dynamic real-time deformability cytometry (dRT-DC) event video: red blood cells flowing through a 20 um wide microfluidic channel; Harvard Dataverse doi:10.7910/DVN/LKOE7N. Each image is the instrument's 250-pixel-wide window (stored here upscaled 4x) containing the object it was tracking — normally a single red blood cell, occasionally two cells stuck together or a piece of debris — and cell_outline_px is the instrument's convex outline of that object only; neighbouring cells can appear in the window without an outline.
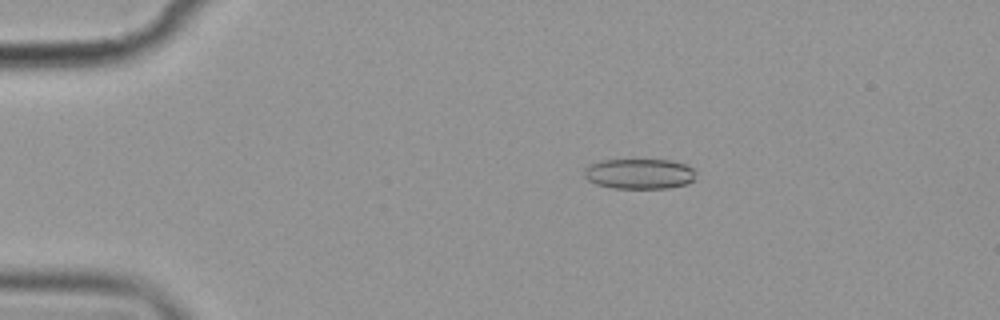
{"species": "common noctule bat (a hibernating species)", "species_latin": "Nyctalus noctula", "temperature_condition": "cold", "stored_images_in_passage": 57, "camera_frame_rate_fps": 3000, "um_per_image_px": 0.085, "animal": {"sex": "female", "body_mass_g": 19.9}, "frame": {"image": 1, "passage_image": 11, "time_ms": 3.333, "image_size_px": [1000, 320], "cell_outline_px": [[692, 180], [688, 184], [668, 188], [612, 188], [596, 184], [588, 180], [584, 176], [584, 168], [588, 164], [600, 160], [672, 160], [684, 164], [692, 168]], "centroid_in_image_um": [54.27, 14.77], "position_along_channel_um": 30.7, "area_um2": 19.65}}
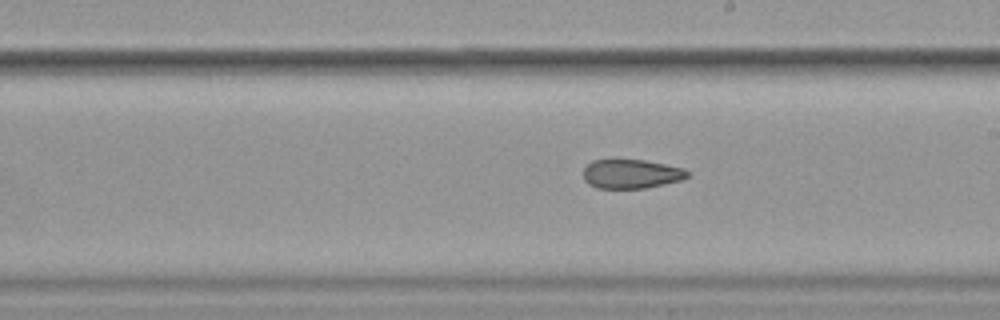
{"frame": {"image": 2, "passage_image": 33, "time_ms": 10.667, "image_size_px": [1000, 320], "cell_outline_px": [[688, 176], [684, 180], [644, 188], [596, 188], [588, 184], [584, 180], [584, 168], [592, 160], [612, 156], [644, 160], [684, 168], [688, 172]], "centroid_in_image_um": [53.6, 14.73], "position_along_channel_um": 235.4, "area_um2": 18.38}}
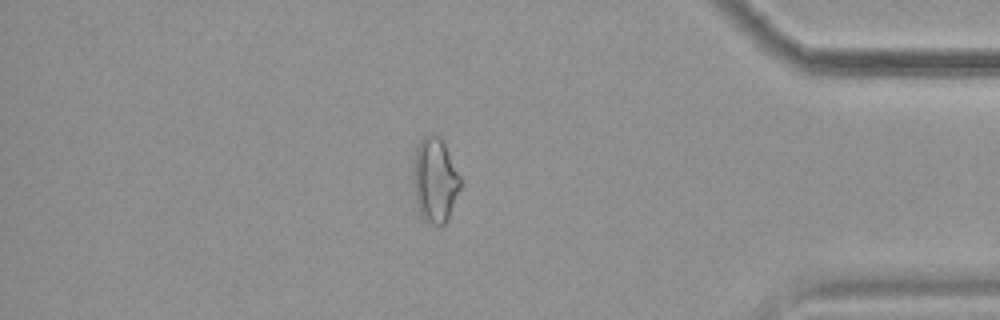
{"frame": {"image": 3, "passage_image": 49, "time_ms": 16.0, "image_size_px": [1000, 320], "cell_outline_px": [[460, 188], [448, 216], [444, 224], [432, 224], [424, 220], [416, 204], [412, 172], [416, 148], [420, 140], [424, 136], [432, 132], [440, 136], [460, 176]], "centroid_in_image_um": [36.94, 15.26], "position_along_channel_um": 398.3, "area_um2": 23.0}, "authors_computed_cell_mechanics": {"area_um2": 20.5768, "velocity_mm_per_s": 3.5877, "shape_relaxation_time_tau1_ms": null, "shape_relaxation_time_tau2_ms": 4.5912, "deformation_change_tau1": null, "deformation_change_tau2": 0.1242}}